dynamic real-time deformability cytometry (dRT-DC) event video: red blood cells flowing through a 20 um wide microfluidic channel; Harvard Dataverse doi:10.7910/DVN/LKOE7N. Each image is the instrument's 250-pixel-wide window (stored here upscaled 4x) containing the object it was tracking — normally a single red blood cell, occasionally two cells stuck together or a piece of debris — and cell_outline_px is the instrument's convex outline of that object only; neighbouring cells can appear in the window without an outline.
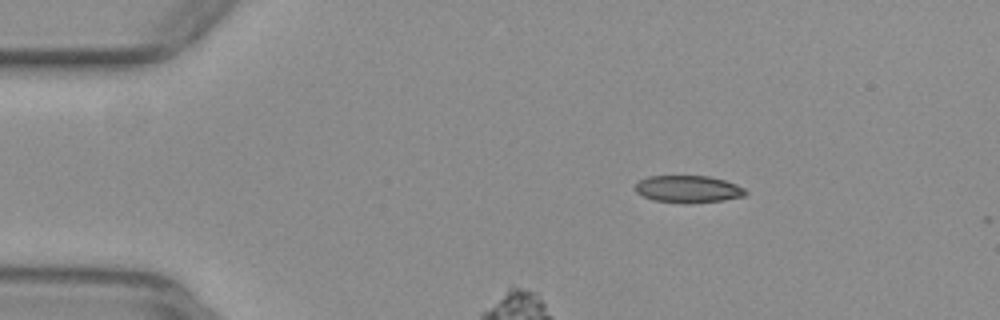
{"species": "common noctule bat (a hibernating species)", "species_latin": "Nyctalus noctula", "temperature_condition": "warm", "stored_images_in_passage": 3, "camera_frame_rate_fps": 3000, "um_per_image_px": 0.085, "animal": {"sex": "female", "body_mass_g": 29.2, "forearm_length_mm": 56.3}, "frame": {"image": 1, "passage_image": 1, "time_ms": 0.0, "image_size_px": [1000, 320], "cell_outline_px": [[748, 192], [744, 196], [724, 200], [684, 204], [652, 200], [636, 192], [636, 184], [640, 180], [648, 176], [708, 176], [724, 180], [736, 184], [744, 188]], "centroid_in_image_um": [58.5, 16.08], "position_along_channel_um": 26.5, "area_um2": 17.51}}